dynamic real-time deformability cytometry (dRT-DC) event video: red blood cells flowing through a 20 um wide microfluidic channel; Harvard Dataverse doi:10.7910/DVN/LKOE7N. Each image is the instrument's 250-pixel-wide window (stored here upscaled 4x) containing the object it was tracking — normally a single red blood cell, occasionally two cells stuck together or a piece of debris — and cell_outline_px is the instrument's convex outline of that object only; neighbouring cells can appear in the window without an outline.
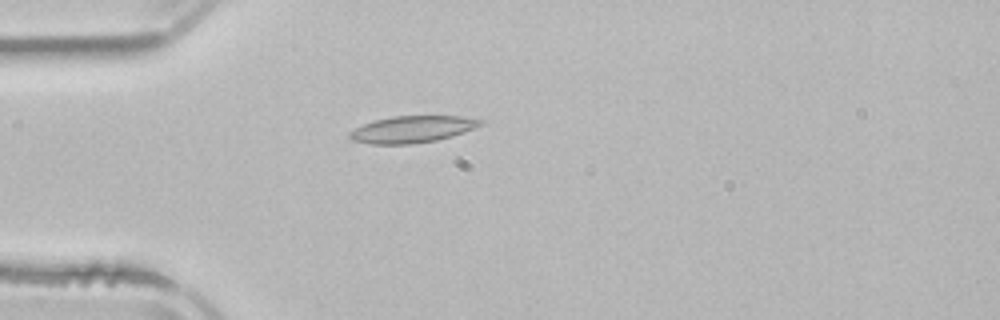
{"species": "common noctule bat (a hibernating species)", "species_latin": "Nyctalus noctula", "temperature_condition": "room temperature", "stored_images_in_passage": 3, "camera_frame_rate_fps": 3000, "um_per_image_px": 0.085, "animal": {"sex": "male", "body_mass_g": 21.5, "forearm_length_mm": 52.0}, "frame": {"image": 1, "passage_image": 3, "time_ms": 4.0, "image_size_px": [1000, 320], "cell_outline_px": [[484, 124], [464, 132], [452, 136], [436, 140], [408, 144], [372, 144], [352, 140], [348, 136], [348, 132], [364, 124], [376, 120], [392, 116], [464, 116], [484, 120]], "centroid_in_image_um": [35.07, 10.98], "position_along_channel_um": 49.9, "area_um2": 20.35}}